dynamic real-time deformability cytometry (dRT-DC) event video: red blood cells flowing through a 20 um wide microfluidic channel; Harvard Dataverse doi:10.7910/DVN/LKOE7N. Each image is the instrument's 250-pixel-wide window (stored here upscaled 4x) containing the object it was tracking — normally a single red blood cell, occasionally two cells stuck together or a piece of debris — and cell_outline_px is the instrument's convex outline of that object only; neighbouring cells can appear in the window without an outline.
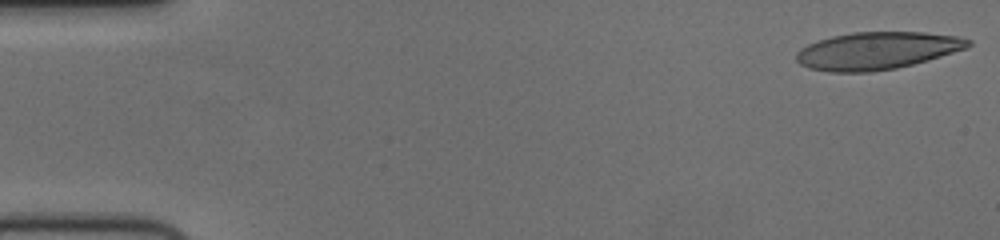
{"species": "human", "species_latin": "Homo sapiens", "temperature_condition": "cold", "stored_images_in_passage": 55, "camera_frame_rate_fps": 3000, "um_per_image_px": 0.085, "donor": {"sex": "female"}, "frame": {"image": 1, "passage_image": 1, "time_ms": 0.0, "image_size_px": [1000, 240], "cell_outline_px": [[972, 44], [968, 48], [912, 64], [896, 68], [872, 72], [828, 72], [808, 68], [800, 64], [796, 60], [796, 52], [800, 48], [808, 44], [832, 36], [852, 32], [924, 32], [956, 36], [972, 40]], "centroid_in_image_um": [74.53, 4.31], "position_along_channel_um": 10.5, "area_um2": 37.51}}
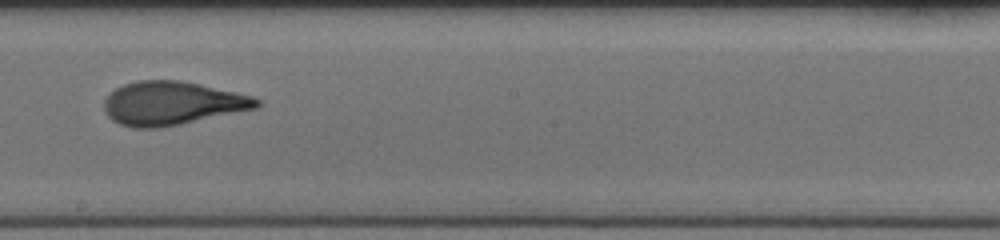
{"frame": {"image": 2, "passage_image": 31, "time_ms": 10.0, "image_size_px": [1000, 240], "cell_outline_px": [[260, 104], [256, 108], [180, 124], [160, 128], [132, 128], [120, 124], [112, 120], [108, 116], [104, 108], [104, 100], [108, 92], [124, 84], [136, 80], [180, 80], [200, 84], [236, 92], [252, 96], [260, 100]], "centroid_in_image_um": [14.58, 8.77], "position_along_channel_um": 233.6, "area_um2": 38.73}}
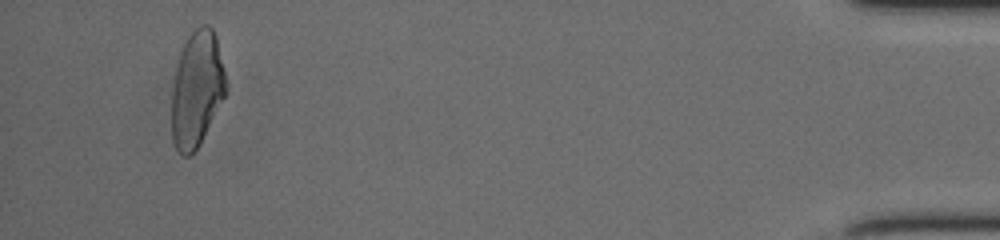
{"frame": {"image": 3, "passage_image": 52, "time_ms": 17.0, "image_size_px": [1000, 240], "cell_outline_px": [[224, 96], [200, 144], [188, 156], [184, 156], [176, 148], [172, 140], [172, 88], [176, 64], [180, 52], [188, 36], [200, 24], [208, 24], [212, 28], [216, 36], [224, 72]], "centroid_in_image_um": [16.69, 7.55], "position_along_channel_um": 418.5, "area_um2": 36.07}, "authors_computed_cell_mechanics": {"area_um2": 37.8012, "velocity_mm_per_s": 3.7165, "shape_relaxation_time_tau1_ms": 6.7377, "shape_relaxation_time_tau2_ms": 1.3095, "deformation_change_tau1": 0.2323, "deformation_change_tau2": 0.0931}}